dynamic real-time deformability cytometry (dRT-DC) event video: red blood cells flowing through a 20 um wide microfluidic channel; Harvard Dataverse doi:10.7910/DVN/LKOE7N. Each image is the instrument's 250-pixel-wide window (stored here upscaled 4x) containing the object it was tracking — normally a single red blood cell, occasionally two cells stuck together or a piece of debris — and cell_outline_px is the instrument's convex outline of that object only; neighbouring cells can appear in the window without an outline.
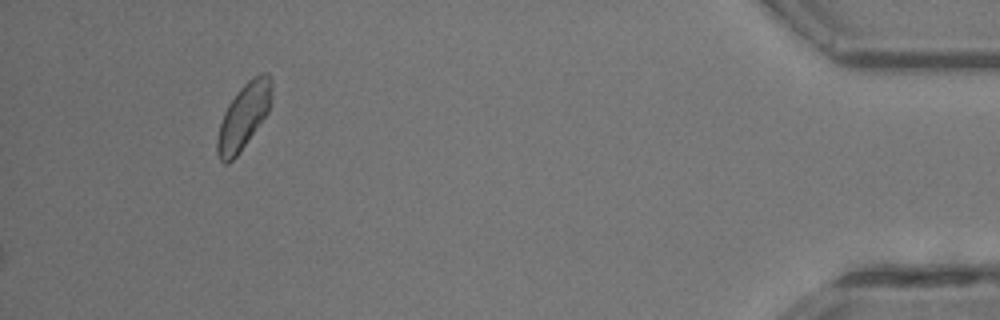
{"species": "common noctule bat (a hibernating species)", "species_latin": "Nyctalus noctula", "temperature_condition": "room temperature", "stored_images_in_passage": 24, "camera_frame_rate_fps": 3000, "um_per_image_px": 0.085, "animal": {"sex": "male", "body_mass_g": 13.3}, "frame": {"image": 1, "passage_image": 24, "time_ms": 7.667, "image_size_px": [1000, 320], "cell_outline_px": [[272, 96], [268, 112], [240, 152], [228, 164], [224, 164], [220, 160], [216, 152], [216, 140], [220, 124], [224, 112], [228, 104], [236, 92], [248, 80], [260, 72], [268, 72], [272, 80]], "centroid_in_image_um": [20.71, 9.87], "position_along_channel_um": 414.5, "area_um2": 20.92}}